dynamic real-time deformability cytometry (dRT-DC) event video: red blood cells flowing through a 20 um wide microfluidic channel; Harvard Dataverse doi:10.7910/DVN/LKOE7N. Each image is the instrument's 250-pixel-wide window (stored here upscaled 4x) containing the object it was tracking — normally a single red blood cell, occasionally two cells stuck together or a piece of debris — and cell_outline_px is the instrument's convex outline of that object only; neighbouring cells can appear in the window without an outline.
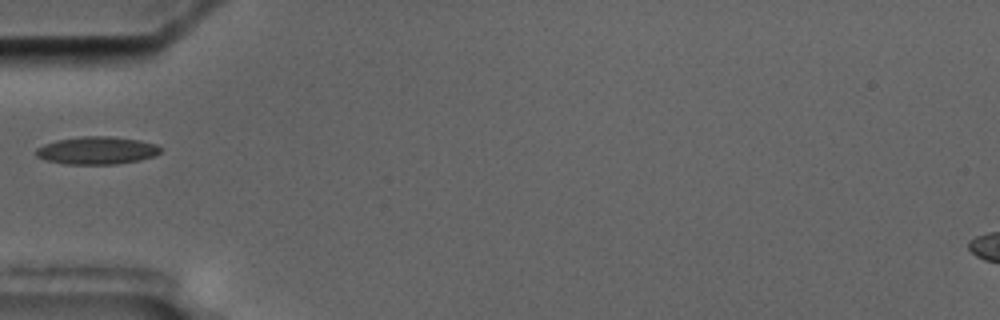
{"species": "common noctule bat (a hibernating species)", "species_latin": "Nyctalus noctula", "temperature_condition": "cold", "stored_images_in_passage": 1, "camera_frame_rate_fps": 3000, "um_per_image_px": 0.085, "animal": {"sex": "male", "body_mass_g": 17.5, "forearm_length_mm": 52.3}, "frame": {"image": 1, "passage_image": 1, "time_ms": 0.0, "image_size_px": [1000, 320], "cell_outline_px": [[164, 148], [156, 156], [140, 160], [116, 164], [68, 164], [48, 160], [36, 156], [36, 148], [44, 144], [56, 140], [80, 136], [108, 136], [140, 140], [156, 144]], "centroid_in_image_um": [8.28, 12.78], "position_along_channel_um": 76.7, "area_um2": 20.17}}